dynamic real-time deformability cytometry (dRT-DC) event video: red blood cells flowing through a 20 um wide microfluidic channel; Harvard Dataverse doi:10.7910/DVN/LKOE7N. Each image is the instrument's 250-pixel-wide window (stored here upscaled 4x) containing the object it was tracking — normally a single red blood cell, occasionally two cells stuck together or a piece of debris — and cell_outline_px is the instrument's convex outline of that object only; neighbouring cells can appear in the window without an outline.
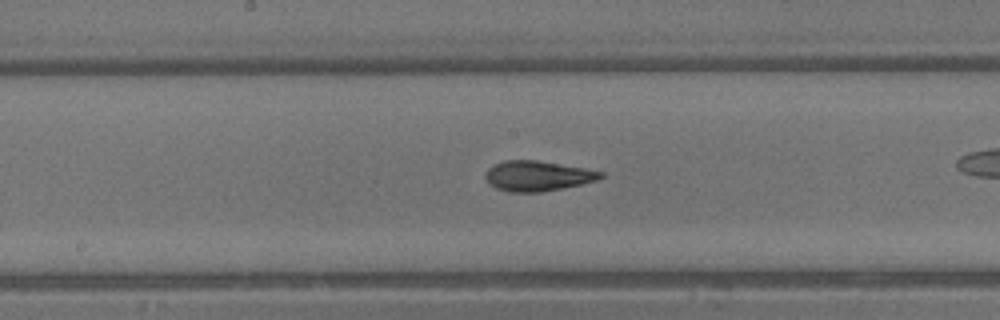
{"species": "common noctule bat (a hibernating species)", "species_latin": "Nyctalus noctula", "temperature_condition": "warm", "stored_images_in_passage": 29, "camera_frame_rate_fps": 3000, "um_per_image_px": 0.085, "animal": {"sex": "male", "body_mass_g": 13.3}, "frame": {"image": 1, "passage_image": 17, "time_ms": 5.333, "image_size_px": [1000, 320], "cell_outline_px": [[604, 176], [596, 180], [580, 184], [540, 192], [508, 192], [496, 188], [484, 176], [488, 168], [504, 160], [536, 160], [584, 168], [604, 172]], "centroid_in_image_um": [45.68, 14.95], "position_along_channel_um": 202.5, "area_um2": 19.94}}